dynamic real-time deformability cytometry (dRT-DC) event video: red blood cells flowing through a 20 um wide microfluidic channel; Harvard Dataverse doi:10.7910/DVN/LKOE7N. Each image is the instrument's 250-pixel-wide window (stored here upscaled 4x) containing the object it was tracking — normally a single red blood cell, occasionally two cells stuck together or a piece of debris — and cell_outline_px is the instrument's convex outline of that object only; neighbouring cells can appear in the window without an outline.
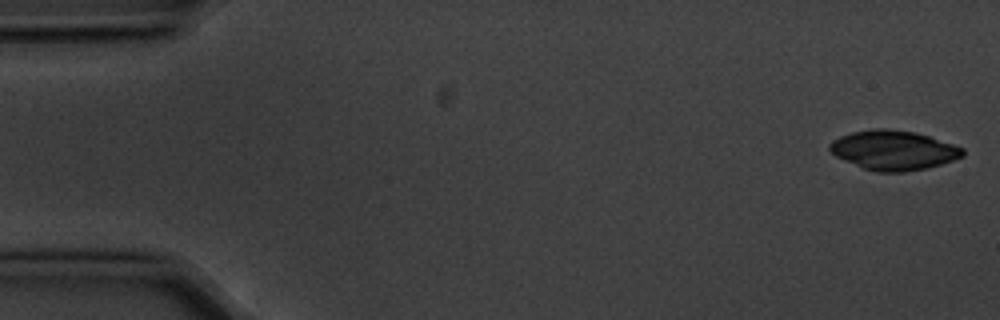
{"species": "common noctule bat (a hibernating species)", "species_latin": "Nyctalus noctula", "temperature_condition": "cold", "stored_images_in_passage": 5, "camera_frame_rate_fps": 3000, "um_per_image_px": 0.085, "animal": {"sex": "male", "body_mass_g": 20.1, "forearm_length_mm": 53.5}, "frame": {"image": 1, "passage_image": 1, "time_ms": 0.0, "image_size_px": [1000, 320], "cell_outline_px": [[964, 156], [928, 168], [904, 172], [880, 172], [864, 168], [844, 160], [836, 156], [828, 148], [828, 144], [832, 140], [840, 136], [852, 132], [872, 128], [888, 128], [916, 132], [964, 148]], "centroid_in_image_um": [75.93, 12.76], "position_along_channel_um": 9.1, "area_um2": 30.58}}